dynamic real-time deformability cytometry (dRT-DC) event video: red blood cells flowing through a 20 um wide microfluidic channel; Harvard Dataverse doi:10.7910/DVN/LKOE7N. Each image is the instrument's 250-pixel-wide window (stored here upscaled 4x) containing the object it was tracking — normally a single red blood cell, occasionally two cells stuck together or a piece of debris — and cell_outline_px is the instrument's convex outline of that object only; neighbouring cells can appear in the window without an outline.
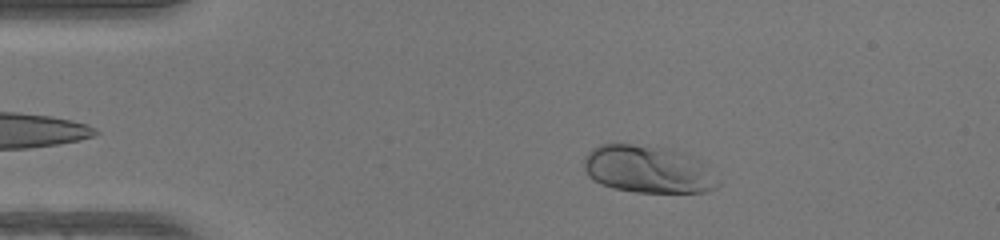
{"species": "human", "species_latin": "Homo sapiens", "temperature_condition": "warm", "stored_images_in_passage": 48, "camera_frame_rate_fps": 3000, "um_per_image_px": 0.085, "donor": {"sex": "female"}, "frame": {"image": 1, "passage_image": 8, "time_ms": 2.333, "image_size_px": [1000, 240], "cell_outline_px": [[720, 184], [716, 188], [704, 192], [636, 192], [612, 188], [600, 184], [592, 180], [588, 176], [584, 168], [584, 156], [592, 148], [600, 144], [632, 144], [676, 148], [692, 156], [704, 164]], "centroid_in_image_um": [55.04, 14.38], "position_along_channel_um": 30.0, "area_um2": 37.4}}
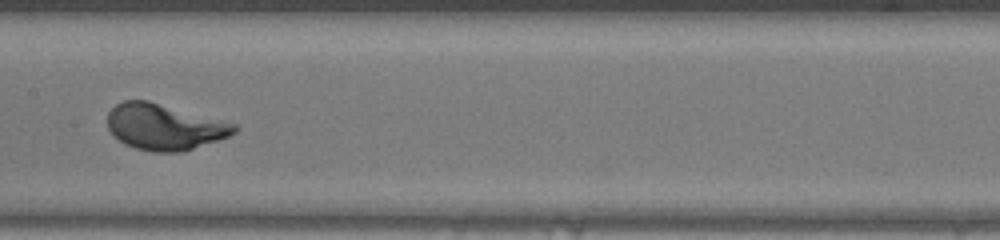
{"frame": {"image": 2, "passage_image": 24, "time_ms": 7.667, "image_size_px": [1000, 240], "cell_outline_px": [[240, 128], [236, 132], [228, 136], [180, 152], [152, 152], [136, 148], [124, 144], [108, 128], [108, 112], [116, 104], [124, 100], [148, 100], [236, 124]], "centroid_in_image_um": [13.96, 10.78], "position_along_channel_um": 193.4, "area_um2": 33.58}}
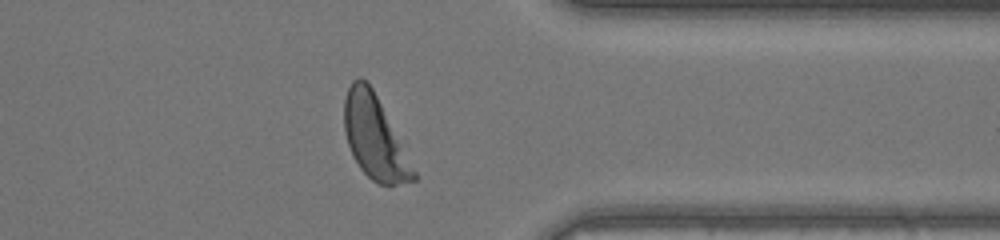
{"frame": {"image": 3, "passage_image": 38, "time_ms": 12.333, "image_size_px": [1000, 240], "cell_outline_px": [[416, 180], [396, 184], [380, 184], [372, 180], [360, 168], [352, 156], [348, 144], [344, 128], [344, 100], [348, 88], [352, 80], [360, 76], [372, 88], [416, 172]], "centroid_in_image_um": [31.8, 11.68], "position_along_channel_um": 379.6, "area_um2": 32.71}, "authors_computed_cell_mechanics": {"area_um2": 34.1598, "velocity_mm_per_s": 4.1632, "shape_relaxation_time_tau1_ms": 1.4084, "shape_relaxation_time_tau2_ms": null, "deformation_change_tau1": 0.1424, "deformation_change_tau2": null}}